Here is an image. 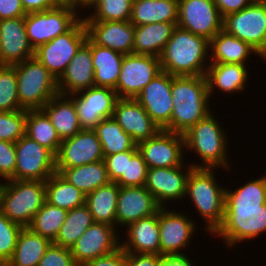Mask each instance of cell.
<instances>
[{"label":"cell","mask_w":266,"mask_h":266,"mask_svg":"<svg viewBox=\"0 0 266 266\" xmlns=\"http://www.w3.org/2000/svg\"><path fill=\"white\" fill-rule=\"evenodd\" d=\"M266 232V175L225 190L224 220L213 233L228 248Z\"/></svg>","instance_id":"1"},{"label":"cell","mask_w":266,"mask_h":266,"mask_svg":"<svg viewBox=\"0 0 266 266\" xmlns=\"http://www.w3.org/2000/svg\"><path fill=\"white\" fill-rule=\"evenodd\" d=\"M173 112L171 122L163 129L184 134L212 111L205 76L172 75Z\"/></svg>","instance_id":"2"},{"label":"cell","mask_w":266,"mask_h":266,"mask_svg":"<svg viewBox=\"0 0 266 266\" xmlns=\"http://www.w3.org/2000/svg\"><path fill=\"white\" fill-rule=\"evenodd\" d=\"M209 44L206 38L177 26L159 56L161 70L173 76H205Z\"/></svg>","instance_id":"3"},{"label":"cell","mask_w":266,"mask_h":266,"mask_svg":"<svg viewBox=\"0 0 266 266\" xmlns=\"http://www.w3.org/2000/svg\"><path fill=\"white\" fill-rule=\"evenodd\" d=\"M220 124L211 112L183 134L186 150L195 151L204 162L191 164L193 168L227 167L230 170L227 136Z\"/></svg>","instance_id":"4"},{"label":"cell","mask_w":266,"mask_h":266,"mask_svg":"<svg viewBox=\"0 0 266 266\" xmlns=\"http://www.w3.org/2000/svg\"><path fill=\"white\" fill-rule=\"evenodd\" d=\"M214 168H192L186 187V196L206 221L205 230L213 234L224 220L225 190L217 185Z\"/></svg>","instance_id":"5"},{"label":"cell","mask_w":266,"mask_h":266,"mask_svg":"<svg viewBox=\"0 0 266 266\" xmlns=\"http://www.w3.org/2000/svg\"><path fill=\"white\" fill-rule=\"evenodd\" d=\"M6 182H0V211L12 222L28 227L46 201V181Z\"/></svg>","instance_id":"6"},{"label":"cell","mask_w":266,"mask_h":266,"mask_svg":"<svg viewBox=\"0 0 266 266\" xmlns=\"http://www.w3.org/2000/svg\"><path fill=\"white\" fill-rule=\"evenodd\" d=\"M14 66L18 99L22 109H42L52 97L59 94L57 79L35 56Z\"/></svg>","instance_id":"7"},{"label":"cell","mask_w":266,"mask_h":266,"mask_svg":"<svg viewBox=\"0 0 266 266\" xmlns=\"http://www.w3.org/2000/svg\"><path fill=\"white\" fill-rule=\"evenodd\" d=\"M78 8L72 4L60 3L49 10L27 13L25 29L33 49L69 31L81 19L77 14Z\"/></svg>","instance_id":"8"},{"label":"cell","mask_w":266,"mask_h":266,"mask_svg":"<svg viewBox=\"0 0 266 266\" xmlns=\"http://www.w3.org/2000/svg\"><path fill=\"white\" fill-rule=\"evenodd\" d=\"M223 30L248 43L266 61V0L223 17Z\"/></svg>","instance_id":"9"},{"label":"cell","mask_w":266,"mask_h":266,"mask_svg":"<svg viewBox=\"0 0 266 266\" xmlns=\"http://www.w3.org/2000/svg\"><path fill=\"white\" fill-rule=\"evenodd\" d=\"M87 38L86 25L81 18L69 31L35 49L34 56L58 80Z\"/></svg>","instance_id":"10"},{"label":"cell","mask_w":266,"mask_h":266,"mask_svg":"<svg viewBox=\"0 0 266 266\" xmlns=\"http://www.w3.org/2000/svg\"><path fill=\"white\" fill-rule=\"evenodd\" d=\"M14 180L46 181L56 172V156L27 135L16 143Z\"/></svg>","instance_id":"11"},{"label":"cell","mask_w":266,"mask_h":266,"mask_svg":"<svg viewBox=\"0 0 266 266\" xmlns=\"http://www.w3.org/2000/svg\"><path fill=\"white\" fill-rule=\"evenodd\" d=\"M177 26L210 41L223 30V17L214 0H178Z\"/></svg>","instance_id":"12"},{"label":"cell","mask_w":266,"mask_h":266,"mask_svg":"<svg viewBox=\"0 0 266 266\" xmlns=\"http://www.w3.org/2000/svg\"><path fill=\"white\" fill-rule=\"evenodd\" d=\"M159 57L142 54L124 55L117 86L119 98H136L143 88L161 73Z\"/></svg>","instance_id":"13"},{"label":"cell","mask_w":266,"mask_h":266,"mask_svg":"<svg viewBox=\"0 0 266 266\" xmlns=\"http://www.w3.org/2000/svg\"><path fill=\"white\" fill-rule=\"evenodd\" d=\"M79 118L82 130H94L104 119L111 118L119 97L109 87H90L69 95Z\"/></svg>","instance_id":"14"},{"label":"cell","mask_w":266,"mask_h":266,"mask_svg":"<svg viewBox=\"0 0 266 266\" xmlns=\"http://www.w3.org/2000/svg\"><path fill=\"white\" fill-rule=\"evenodd\" d=\"M138 151L150 168L184 166V136L161 129L154 137L139 142ZM183 149V150H182Z\"/></svg>","instance_id":"15"},{"label":"cell","mask_w":266,"mask_h":266,"mask_svg":"<svg viewBox=\"0 0 266 266\" xmlns=\"http://www.w3.org/2000/svg\"><path fill=\"white\" fill-rule=\"evenodd\" d=\"M166 209L167 207L158 209L160 255H184L181 251L185 250L194 235L195 221L185 213Z\"/></svg>","instance_id":"16"},{"label":"cell","mask_w":266,"mask_h":266,"mask_svg":"<svg viewBox=\"0 0 266 266\" xmlns=\"http://www.w3.org/2000/svg\"><path fill=\"white\" fill-rule=\"evenodd\" d=\"M115 227L94 222L70 248L78 266L87 261L114 252L120 247V238ZM119 241V242H118Z\"/></svg>","instance_id":"17"},{"label":"cell","mask_w":266,"mask_h":266,"mask_svg":"<svg viewBox=\"0 0 266 266\" xmlns=\"http://www.w3.org/2000/svg\"><path fill=\"white\" fill-rule=\"evenodd\" d=\"M104 160L101 143L94 130H81L62 140L56 155V168H74Z\"/></svg>","instance_id":"18"},{"label":"cell","mask_w":266,"mask_h":266,"mask_svg":"<svg viewBox=\"0 0 266 266\" xmlns=\"http://www.w3.org/2000/svg\"><path fill=\"white\" fill-rule=\"evenodd\" d=\"M171 87L172 75L162 71L135 98L161 129L171 122L173 112Z\"/></svg>","instance_id":"19"},{"label":"cell","mask_w":266,"mask_h":266,"mask_svg":"<svg viewBox=\"0 0 266 266\" xmlns=\"http://www.w3.org/2000/svg\"><path fill=\"white\" fill-rule=\"evenodd\" d=\"M184 166L150 168L147 172L145 188L153 195L160 208H165L167 202L181 200L186 197L187 179L191 169L186 172Z\"/></svg>","instance_id":"20"},{"label":"cell","mask_w":266,"mask_h":266,"mask_svg":"<svg viewBox=\"0 0 266 266\" xmlns=\"http://www.w3.org/2000/svg\"><path fill=\"white\" fill-rule=\"evenodd\" d=\"M112 117L136 144L154 137L161 130L134 98H119Z\"/></svg>","instance_id":"21"},{"label":"cell","mask_w":266,"mask_h":266,"mask_svg":"<svg viewBox=\"0 0 266 266\" xmlns=\"http://www.w3.org/2000/svg\"><path fill=\"white\" fill-rule=\"evenodd\" d=\"M25 29V17L0 20V65L13 66L34 57Z\"/></svg>","instance_id":"22"},{"label":"cell","mask_w":266,"mask_h":266,"mask_svg":"<svg viewBox=\"0 0 266 266\" xmlns=\"http://www.w3.org/2000/svg\"><path fill=\"white\" fill-rule=\"evenodd\" d=\"M88 37L97 45L123 55L133 53L134 25L130 21H84Z\"/></svg>","instance_id":"23"},{"label":"cell","mask_w":266,"mask_h":266,"mask_svg":"<svg viewBox=\"0 0 266 266\" xmlns=\"http://www.w3.org/2000/svg\"><path fill=\"white\" fill-rule=\"evenodd\" d=\"M160 207L153 195L145 188L119 187L116 210V226L129 224L155 214Z\"/></svg>","instance_id":"24"},{"label":"cell","mask_w":266,"mask_h":266,"mask_svg":"<svg viewBox=\"0 0 266 266\" xmlns=\"http://www.w3.org/2000/svg\"><path fill=\"white\" fill-rule=\"evenodd\" d=\"M57 85L59 94L66 96L95 86L91 39L89 37L57 80Z\"/></svg>","instance_id":"25"},{"label":"cell","mask_w":266,"mask_h":266,"mask_svg":"<svg viewBox=\"0 0 266 266\" xmlns=\"http://www.w3.org/2000/svg\"><path fill=\"white\" fill-rule=\"evenodd\" d=\"M126 228L128 240L120 243V247L125 252L160 255L158 211L129 224Z\"/></svg>","instance_id":"26"},{"label":"cell","mask_w":266,"mask_h":266,"mask_svg":"<svg viewBox=\"0 0 266 266\" xmlns=\"http://www.w3.org/2000/svg\"><path fill=\"white\" fill-rule=\"evenodd\" d=\"M245 64L210 63L205 74L209 96L212 97L215 88L224 93L243 91L248 81V72ZM214 89V90H213Z\"/></svg>","instance_id":"27"},{"label":"cell","mask_w":266,"mask_h":266,"mask_svg":"<svg viewBox=\"0 0 266 266\" xmlns=\"http://www.w3.org/2000/svg\"><path fill=\"white\" fill-rule=\"evenodd\" d=\"M42 110L49 117L61 141L71 138L82 130L71 97L58 94L52 97Z\"/></svg>","instance_id":"28"},{"label":"cell","mask_w":266,"mask_h":266,"mask_svg":"<svg viewBox=\"0 0 266 266\" xmlns=\"http://www.w3.org/2000/svg\"><path fill=\"white\" fill-rule=\"evenodd\" d=\"M176 27L177 22L134 26L133 53L159 57Z\"/></svg>","instance_id":"29"},{"label":"cell","mask_w":266,"mask_h":266,"mask_svg":"<svg viewBox=\"0 0 266 266\" xmlns=\"http://www.w3.org/2000/svg\"><path fill=\"white\" fill-rule=\"evenodd\" d=\"M94 83L96 87L115 89L121 72L124 55L91 40Z\"/></svg>","instance_id":"30"},{"label":"cell","mask_w":266,"mask_h":266,"mask_svg":"<svg viewBox=\"0 0 266 266\" xmlns=\"http://www.w3.org/2000/svg\"><path fill=\"white\" fill-rule=\"evenodd\" d=\"M209 49H211L209 53L211 63L246 64L252 53L259 55L248 43L227 34L224 30L210 40Z\"/></svg>","instance_id":"31"},{"label":"cell","mask_w":266,"mask_h":266,"mask_svg":"<svg viewBox=\"0 0 266 266\" xmlns=\"http://www.w3.org/2000/svg\"><path fill=\"white\" fill-rule=\"evenodd\" d=\"M178 0H133L130 22L134 26L177 22Z\"/></svg>","instance_id":"32"},{"label":"cell","mask_w":266,"mask_h":266,"mask_svg":"<svg viewBox=\"0 0 266 266\" xmlns=\"http://www.w3.org/2000/svg\"><path fill=\"white\" fill-rule=\"evenodd\" d=\"M56 172L85 195L111 182L104 160L74 168H56Z\"/></svg>","instance_id":"33"},{"label":"cell","mask_w":266,"mask_h":266,"mask_svg":"<svg viewBox=\"0 0 266 266\" xmlns=\"http://www.w3.org/2000/svg\"><path fill=\"white\" fill-rule=\"evenodd\" d=\"M118 195L119 186L115 182L101 186L86 195L85 204L88 206L94 222L105 223L116 228Z\"/></svg>","instance_id":"34"},{"label":"cell","mask_w":266,"mask_h":266,"mask_svg":"<svg viewBox=\"0 0 266 266\" xmlns=\"http://www.w3.org/2000/svg\"><path fill=\"white\" fill-rule=\"evenodd\" d=\"M50 244L47 238L25 227L20 231L14 254L5 266H38Z\"/></svg>","instance_id":"35"},{"label":"cell","mask_w":266,"mask_h":266,"mask_svg":"<svg viewBox=\"0 0 266 266\" xmlns=\"http://www.w3.org/2000/svg\"><path fill=\"white\" fill-rule=\"evenodd\" d=\"M86 195L70 184L59 172L46 180V201L70 211L85 204Z\"/></svg>","instance_id":"36"},{"label":"cell","mask_w":266,"mask_h":266,"mask_svg":"<svg viewBox=\"0 0 266 266\" xmlns=\"http://www.w3.org/2000/svg\"><path fill=\"white\" fill-rule=\"evenodd\" d=\"M25 135L49 149L55 156L58 154L62 141L42 109L26 110Z\"/></svg>","instance_id":"37"},{"label":"cell","mask_w":266,"mask_h":266,"mask_svg":"<svg viewBox=\"0 0 266 266\" xmlns=\"http://www.w3.org/2000/svg\"><path fill=\"white\" fill-rule=\"evenodd\" d=\"M94 223L86 204L67 212L66 219L53 244L71 248L87 228Z\"/></svg>","instance_id":"38"},{"label":"cell","mask_w":266,"mask_h":266,"mask_svg":"<svg viewBox=\"0 0 266 266\" xmlns=\"http://www.w3.org/2000/svg\"><path fill=\"white\" fill-rule=\"evenodd\" d=\"M101 143L104 158L131 150L136 143L126 134L113 117L102 120L94 129Z\"/></svg>","instance_id":"39"},{"label":"cell","mask_w":266,"mask_h":266,"mask_svg":"<svg viewBox=\"0 0 266 266\" xmlns=\"http://www.w3.org/2000/svg\"><path fill=\"white\" fill-rule=\"evenodd\" d=\"M67 212V210L45 201L41 209L34 215L28 228L53 243L66 219Z\"/></svg>","instance_id":"40"},{"label":"cell","mask_w":266,"mask_h":266,"mask_svg":"<svg viewBox=\"0 0 266 266\" xmlns=\"http://www.w3.org/2000/svg\"><path fill=\"white\" fill-rule=\"evenodd\" d=\"M132 2L133 0H92L87 7L94 8V14L82 17L84 21H130Z\"/></svg>","instance_id":"41"},{"label":"cell","mask_w":266,"mask_h":266,"mask_svg":"<svg viewBox=\"0 0 266 266\" xmlns=\"http://www.w3.org/2000/svg\"><path fill=\"white\" fill-rule=\"evenodd\" d=\"M148 166L138 151L137 144L126 151L125 174H122L115 183L119 187H140L145 186Z\"/></svg>","instance_id":"42"},{"label":"cell","mask_w":266,"mask_h":266,"mask_svg":"<svg viewBox=\"0 0 266 266\" xmlns=\"http://www.w3.org/2000/svg\"><path fill=\"white\" fill-rule=\"evenodd\" d=\"M22 110L17 93L15 66L0 65V111Z\"/></svg>","instance_id":"43"},{"label":"cell","mask_w":266,"mask_h":266,"mask_svg":"<svg viewBox=\"0 0 266 266\" xmlns=\"http://www.w3.org/2000/svg\"><path fill=\"white\" fill-rule=\"evenodd\" d=\"M25 129L26 110L0 111V140L16 143Z\"/></svg>","instance_id":"44"},{"label":"cell","mask_w":266,"mask_h":266,"mask_svg":"<svg viewBox=\"0 0 266 266\" xmlns=\"http://www.w3.org/2000/svg\"><path fill=\"white\" fill-rule=\"evenodd\" d=\"M22 229L21 225L12 222L0 211V264L2 266L12 258Z\"/></svg>","instance_id":"45"},{"label":"cell","mask_w":266,"mask_h":266,"mask_svg":"<svg viewBox=\"0 0 266 266\" xmlns=\"http://www.w3.org/2000/svg\"><path fill=\"white\" fill-rule=\"evenodd\" d=\"M38 266H78L73 259L70 248L53 243L46 249Z\"/></svg>","instance_id":"46"},{"label":"cell","mask_w":266,"mask_h":266,"mask_svg":"<svg viewBox=\"0 0 266 266\" xmlns=\"http://www.w3.org/2000/svg\"><path fill=\"white\" fill-rule=\"evenodd\" d=\"M16 165L15 143L0 140V177L3 180H14Z\"/></svg>","instance_id":"47"},{"label":"cell","mask_w":266,"mask_h":266,"mask_svg":"<svg viewBox=\"0 0 266 266\" xmlns=\"http://www.w3.org/2000/svg\"><path fill=\"white\" fill-rule=\"evenodd\" d=\"M104 162L110 181L115 182L122 174H125L126 151L106 156Z\"/></svg>","instance_id":"48"},{"label":"cell","mask_w":266,"mask_h":266,"mask_svg":"<svg viewBox=\"0 0 266 266\" xmlns=\"http://www.w3.org/2000/svg\"><path fill=\"white\" fill-rule=\"evenodd\" d=\"M83 266H126V252L119 247L112 253L87 261Z\"/></svg>","instance_id":"49"},{"label":"cell","mask_w":266,"mask_h":266,"mask_svg":"<svg viewBox=\"0 0 266 266\" xmlns=\"http://www.w3.org/2000/svg\"><path fill=\"white\" fill-rule=\"evenodd\" d=\"M162 260L158 254L126 252V266H159Z\"/></svg>","instance_id":"50"},{"label":"cell","mask_w":266,"mask_h":266,"mask_svg":"<svg viewBox=\"0 0 266 266\" xmlns=\"http://www.w3.org/2000/svg\"><path fill=\"white\" fill-rule=\"evenodd\" d=\"M21 0H0V20L25 17Z\"/></svg>","instance_id":"51"},{"label":"cell","mask_w":266,"mask_h":266,"mask_svg":"<svg viewBox=\"0 0 266 266\" xmlns=\"http://www.w3.org/2000/svg\"><path fill=\"white\" fill-rule=\"evenodd\" d=\"M256 0H214L220 14L225 17L228 14L238 12L253 4Z\"/></svg>","instance_id":"52"},{"label":"cell","mask_w":266,"mask_h":266,"mask_svg":"<svg viewBox=\"0 0 266 266\" xmlns=\"http://www.w3.org/2000/svg\"><path fill=\"white\" fill-rule=\"evenodd\" d=\"M26 13L52 9L60 4L58 0H21Z\"/></svg>","instance_id":"53"},{"label":"cell","mask_w":266,"mask_h":266,"mask_svg":"<svg viewBox=\"0 0 266 266\" xmlns=\"http://www.w3.org/2000/svg\"><path fill=\"white\" fill-rule=\"evenodd\" d=\"M186 255L163 256L159 266H193L194 264Z\"/></svg>","instance_id":"54"},{"label":"cell","mask_w":266,"mask_h":266,"mask_svg":"<svg viewBox=\"0 0 266 266\" xmlns=\"http://www.w3.org/2000/svg\"><path fill=\"white\" fill-rule=\"evenodd\" d=\"M92 2V0H68V4L75 5L77 7L86 8Z\"/></svg>","instance_id":"55"},{"label":"cell","mask_w":266,"mask_h":266,"mask_svg":"<svg viewBox=\"0 0 266 266\" xmlns=\"http://www.w3.org/2000/svg\"><path fill=\"white\" fill-rule=\"evenodd\" d=\"M60 3H67L68 4V0H58Z\"/></svg>","instance_id":"56"}]
</instances>
